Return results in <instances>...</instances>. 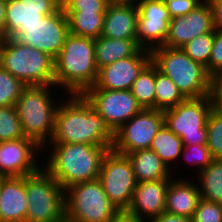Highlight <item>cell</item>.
Wrapping results in <instances>:
<instances>
[{
	"label": "cell",
	"instance_id": "obj_19",
	"mask_svg": "<svg viewBox=\"0 0 222 222\" xmlns=\"http://www.w3.org/2000/svg\"><path fill=\"white\" fill-rule=\"evenodd\" d=\"M28 210L24 177L0 180V222H26Z\"/></svg>",
	"mask_w": 222,
	"mask_h": 222
},
{
	"label": "cell",
	"instance_id": "obj_44",
	"mask_svg": "<svg viewBox=\"0 0 222 222\" xmlns=\"http://www.w3.org/2000/svg\"><path fill=\"white\" fill-rule=\"evenodd\" d=\"M110 222H140L135 220L134 218L126 215L125 213H120L115 219Z\"/></svg>",
	"mask_w": 222,
	"mask_h": 222
},
{
	"label": "cell",
	"instance_id": "obj_31",
	"mask_svg": "<svg viewBox=\"0 0 222 222\" xmlns=\"http://www.w3.org/2000/svg\"><path fill=\"white\" fill-rule=\"evenodd\" d=\"M25 137L15 106L0 107V142Z\"/></svg>",
	"mask_w": 222,
	"mask_h": 222
},
{
	"label": "cell",
	"instance_id": "obj_4",
	"mask_svg": "<svg viewBox=\"0 0 222 222\" xmlns=\"http://www.w3.org/2000/svg\"><path fill=\"white\" fill-rule=\"evenodd\" d=\"M55 87V85L26 86L15 104L24 136L33 139L42 148L46 147L52 138L55 114L61 102L54 96L56 94L54 91L59 89Z\"/></svg>",
	"mask_w": 222,
	"mask_h": 222
},
{
	"label": "cell",
	"instance_id": "obj_21",
	"mask_svg": "<svg viewBox=\"0 0 222 222\" xmlns=\"http://www.w3.org/2000/svg\"><path fill=\"white\" fill-rule=\"evenodd\" d=\"M172 178L170 180L167 192H166V206L165 212L192 218L198 202L201 199V195L194 181L188 180L187 176ZM186 178V179H185Z\"/></svg>",
	"mask_w": 222,
	"mask_h": 222
},
{
	"label": "cell",
	"instance_id": "obj_47",
	"mask_svg": "<svg viewBox=\"0 0 222 222\" xmlns=\"http://www.w3.org/2000/svg\"><path fill=\"white\" fill-rule=\"evenodd\" d=\"M60 222H71L70 220H68V219H66V218H64L62 221H60Z\"/></svg>",
	"mask_w": 222,
	"mask_h": 222
},
{
	"label": "cell",
	"instance_id": "obj_23",
	"mask_svg": "<svg viewBox=\"0 0 222 222\" xmlns=\"http://www.w3.org/2000/svg\"><path fill=\"white\" fill-rule=\"evenodd\" d=\"M127 156L137 182L172 179L174 176L172 170L151 149L136 150Z\"/></svg>",
	"mask_w": 222,
	"mask_h": 222
},
{
	"label": "cell",
	"instance_id": "obj_33",
	"mask_svg": "<svg viewBox=\"0 0 222 222\" xmlns=\"http://www.w3.org/2000/svg\"><path fill=\"white\" fill-rule=\"evenodd\" d=\"M25 87L20 80L0 67V107L15 106Z\"/></svg>",
	"mask_w": 222,
	"mask_h": 222
},
{
	"label": "cell",
	"instance_id": "obj_17",
	"mask_svg": "<svg viewBox=\"0 0 222 222\" xmlns=\"http://www.w3.org/2000/svg\"><path fill=\"white\" fill-rule=\"evenodd\" d=\"M171 179L137 182L126 215L146 222L165 212L166 192ZM147 218V219H146Z\"/></svg>",
	"mask_w": 222,
	"mask_h": 222
},
{
	"label": "cell",
	"instance_id": "obj_29",
	"mask_svg": "<svg viewBox=\"0 0 222 222\" xmlns=\"http://www.w3.org/2000/svg\"><path fill=\"white\" fill-rule=\"evenodd\" d=\"M185 17L189 21L190 41L199 35L215 31L211 8L206 0Z\"/></svg>",
	"mask_w": 222,
	"mask_h": 222
},
{
	"label": "cell",
	"instance_id": "obj_11",
	"mask_svg": "<svg viewBox=\"0 0 222 222\" xmlns=\"http://www.w3.org/2000/svg\"><path fill=\"white\" fill-rule=\"evenodd\" d=\"M69 35L67 16L62 6L33 26H20L10 37L56 58Z\"/></svg>",
	"mask_w": 222,
	"mask_h": 222
},
{
	"label": "cell",
	"instance_id": "obj_12",
	"mask_svg": "<svg viewBox=\"0 0 222 222\" xmlns=\"http://www.w3.org/2000/svg\"><path fill=\"white\" fill-rule=\"evenodd\" d=\"M163 124L162 110L143 108L115 131L112 149L123 155L150 149L153 138Z\"/></svg>",
	"mask_w": 222,
	"mask_h": 222
},
{
	"label": "cell",
	"instance_id": "obj_2",
	"mask_svg": "<svg viewBox=\"0 0 222 222\" xmlns=\"http://www.w3.org/2000/svg\"><path fill=\"white\" fill-rule=\"evenodd\" d=\"M46 146L44 149H51L48 155L45 153L42 167L64 190L77 183L98 179L103 156L112 149V146L71 143H48Z\"/></svg>",
	"mask_w": 222,
	"mask_h": 222
},
{
	"label": "cell",
	"instance_id": "obj_45",
	"mask_svg": "<svg viewBox=\"0 0 222 222\" xmlns=\"http://www.w3.org/2000/svg\"><path fill=\"white\" fill-rule=\"evenodd\" d=\"M143 0H110V2H118V3H132V4H138Z\"/></svg>",
	"mask_w": 222,
	"mask_h": 222
},
{
	"label": "cell",
	"instance_id": "obj_39",
	"mask_svg": "<svg viewBox=\"0 0 222 222\" xmlns=\"http://www.w3.org/2000/svg\"><path fill=\"white\" fill-rule=\"evenodd\" d=\"M172 18L186 16L204 0H163Z\"/></svg>",
	"mask_w": 222,
	"mask_h": 222
},
{
	"label": "cell",
	"instance_id": "obj_27",
	"mask_svg": "<svg viewBox=\"0 0 222 222\" xmlns=\"http://www.w3.org/2000/svg\"><path fill=\"white\" fill-rule=\"evenodd\" d=\"M185 99L173 81L155 66V109L164 111Z\"/></svg>",
	"mask_w": 222,
	"mask_h": 222
},
{
	"label": "cell",
	"instance_id": "obj_13",
	"mask_svg": "<svg viewBox=\"0 0 222 222\" xmlns=\"http://www.w3.org/2000/svg\"><path fill=\"white\" fill-rule=\"evenodd\" d=\"M83 95L114 132L143 109L131 90L87 89Z\"/></svg>",
	"mask_w": 222,
	"mask_h": 222
},
{
	"label": "cell",
	"instance_id": "obj_18",
	"mask_svg": "<svg viewBox=\"0 0 222 222\" xmlns=\"http://www.w3.org/2000/svg\"><path fill=\"white\" fill-rule=\"evenodd\" d=\"M61 6L60 0H7L6 38H10L20 26L38 24L45 16L55 13Z\"/></svg>",
	"mask_w": 222,
	"mask_h": 222
},
{
	"label": "cell",
	"instance_id": "obj_7",
	"mask_svg": "<svg viewBox=\"0 0 222 222\" xmlns=\"http://www.w3.org/2000/svg\"><path fill=\"white\" fill-rule=\"evenodd\" d=\"M25 188L26 222H60L65 218V190L45 168L25 176Z\"/></svg>",
	"mask_w": 222,
	"mask_h": 222
},
{
	"label": "cell",
	"instance_id": "obj_10",
	"mask_svg": "<svg viewBox=\"0 0 222 222\" xmlns=\"http://www.w3.org/2000/svg\"><path fill=\"white\" fill-rule=\"evenodd\" d=\"M98 180L110 202L119 212L125 213L137 185L128 156L108 150L103 156Z\"/></svg>",
	"mask_w": 222,
	"mask_h": 222
},
{
	"label": "cell",
	"instance_id": "obj_8",
	"mask_svg": "<svg viewBox=\"0 0 222 222\" xmlns=\"http://www.w3.org/2000/svg\"><path fill=\"white\" fill-rule=\"evenodd\" d=\"M120 213L98 179L65 190V218L71 222H110Z\"/></svg>",
	"mask_w": 222,
	"mask_h": 222
},
{
	"label": "cell",
	"instance_id": "obj_38",
	"mask_svg": "<svg viewBox=\"0 0 222 222\" xmlns=\"http://www.w3.org/2000/svg\"><path fill=\"white\" fill-rule=\"evenodd\" d=\"M110 0H62L64 11L106 12Z\"/></svg>",
	"mask_w": 222,
	"mask_h": 222
},
{
	"label": "cell",
	"instance_id": "obj_40",
	"mask_svg": "<svg viewBox=\"0 0 222 222\" xmlns=\"http://www.w3.org/2000/svg\"><path fill=\"white\" fill-rule=\"evenodd\" d=\"M211 8L215 30H222V0H206Z\"/></svg>",
	"mask_w": 222,
	"mask_h": 222
},
{
	"label": "cell",
	"instance_id": "obj_20",
	"mask_svg": "<svg viewBox=\"0 0 222 222\" xmlns=\"http://www.w3.org/2000/svg\"><path fill=\"white\" fill-rule=\"evenodd\" d=\"M137 17L136 4L110 2L104 14L101 36L113 39H136Z\"/></svg>",
	"mask_w": 222,
	"mask_h": 222
},
{
	"label": "cell",
	"instance_id": "obj_16",
	"mask_svg": "<svg viewBox=\"0 0 222 222\" xmlns=\"http://www.w3.org/2000/svg\"><path fill=\"white\" fill-rule=\"evenodd\" d=\"M150 62L151 51L142 48L135 56L101 67L95 85L88 89L130 90L133 82Z\"/></svg>",
	"mask_w": 222,
	"mask_h": 222
},
{
	"label": "cell",
	"instance_id": "obj_9",
	"mask_svg": "<svg viewBox=\"0 0 222 222\" xmlns=\"http://www.w3.org/2000/svg\"><path fill=\"white\" fill-rule=\"evenodd\" d=\"M215 106L213 95L186 98L163 111L164 124L183 141V146L207 145L206 122Z\"/></svg>",
	"mask_w": 222,
	"mask_h": 222
},
{
	"label": "cell",
	"instance_id": "obj_14",
	"mask_svg": "<svg viewBox=\"0 0 222 222\" xmlns=\"http://www.w3.org/2000/svg\"><path fill=\"white\" fill-rule=\"evenodd\" d=\"M137 5L136 40L147 50L163 46L172 20L163 0H143Z\"/></svg>",
	"mask_w": 222,
	"mask_h": 222
},
{
	"label": "cell",
	"instance_id": "obj_30",
	"mask_svg": "<svg viewBox=\"0 0 222 222\" xmlns=\"http://www.w3.org/2000/svg\"><path fill=\"white\" fill-rule=\"evenodd\" d=\"M207 147L214 159H222V110L216 106L210 111L207 122Z\"/></svg>",
	"mask_w": 222,
	"mask_h": 222
},
{
	"label": "cell",
	"instance_id": "obj_35",
	"mask_svg": "<svg viewBox=\"0 0 222 222\" xmlns=\"http://www.w3.org/2000/svg\"><path fill=\"white\" fill-rule=\"evenodd\" d=\"M180 157L185 159L182 158L181 162L184 161L186 163L187 161L189 166L198 167L195 170L196 173L207 168L214 160L207 145L183 146Z\"/></svg>",
	"mask_w": 222,
	"mask_h": 222
},
{
	"label": "cell",
	"instance_id": "obj_36",
	"mask_svg": "<svg viewBox=\"0 0 222 222\" xmlns=\"http://www.w3.org/2000/svg\"><path fill=\"white\" fill-rule=\"evenodd\" d=\"M192 222H222V203L200 199Z\"/></svg>",
	"mask_w": 222,
	"mask_h": 222
},
{
	"label": "cell",
	"instance_id": "obj_24",
	"mask_svg": "<svg viewBox=\"0 0 222 222\" xmlns=\"http://www.w3.org/2000/svg\"><path fill=\"white\" fill-rule=\"evenodd\" d=\"M150 149L155 151L156 155L171 170H173V168L174 170L177 169L175 167H172L171 165L174 164L175 166V164L181 163L180 155L183 149V141L165 124H163L156 133L155 137L152 140Z\"/></svg>",
	"mask_w": 222,
	"mask_h": 222
},
{
	"label": "cell",
	"instance_id": "obj_34",
	"mask_svg": "<svg viewBox=\"0 0 222 222\" xmlns=\"http://www.w3.org/2000/svg\"><path fill=\"white\" fill-rule=\"evenodd\" d=\"M190 41L189 21L185 16L174 17L169 22V33L165 47L181 48Z\"/></svg>",
	"mask_w": 222,
	"mask_h": 222
},
{
	"label": "cell",
	"instance_id": "obj_26",
	"mask_svg": "<svg viewBox=\"0 0 222 222\" xmlns=\"http://www.w3.org/2000/svg\"><path fill=\"white\" fill-rule=\"evenodd\" d=\"M196 177L201 198L222 203V159H214L207 168L199 171Z\"/></svg>",
	"mask_w": 222,
	"mask_h": 222
},
{
	"label": "cell",
	"instance_id": "obj_6",
	"mask_svg": "<svg viewBox=\"0 0 222 222\" xmlns=\"http://www.w3.org/2000/svg\"><path fill=\"white\" fill-rule=\"evenodd\" d=\"M0 67L26 86L55 85L54 58L12 38L0 48Z\"/></svg>",
	"mask_w": 222,
	"mask_h": 222
},
{
	"label": "cell",
	"instance_id": "obj_37",
	"mask_svg": "<svg viewBox=\"0 0 222 222\" xmlns=\"http://www.w3.org/2000/svg\"><path fill=\"white\" fill-rule=\"evenodd\" d=\"M208 75L214 80L222 74V30L214 31L213 47L209 64L205 67Z\"/></svg>",
	"mask_w": 222,
	"mask_h": 222
},
{
	"label": "cell",
	"instance_id": "obj_28",
	"mask_svg": "<svg viewBox=\"0 0 222 222\" xmlns=\"http://www.w3.org/2000/svg\"><path fill=\"white\" fill-rule=\"evenodd\" d=\"M130 90L142 108L155 109V65L152 62L142 70Z\"/></svg>",
	"mask_w": 222,
	"mask_h": 222
},
{
	"label": "cell",
	"instance_id": "obj_42",
	"mask_svg": "<svg viewBox=\"0 0 222 222\" xmlns=\"http://www.w3.org/2000/svg\"><path fill=\"white\" fill-rule=\"evenodd\" d=\"M213 97L215 106L222 110V74L213 80Z\"/></svg>",
	"mask_w": 222,
	"mask_h": 222
},
{
	"label": "cell",
	"instance_id": "obj_3",
	"mask_svg": "<svg viewBox=\"0 0 222 222\" xmlns=\"http://www.w3.org/2000/svg\"><path fill=\"white\" fill-rule=\"evenodd\" d=\"M94 39L70 34L54 59L55 86L63 93L83 94L95 85L98 68L95 63Z\"/></svg>",
	"mask_w": 222,
	"mask_h": 222
},
{
	"label": "cell",
	"instance_id": "obj_46",
	"mask_svg": "<svg viewBox=\"0 0 222 222\" xmlns=\"http://www.w3.org/2000/svg\"><path fill=\"white\" fill-rule=\"evenodd\" d=\"M6 37L2 31H0V48L3 46Z\"/></svg>",
	"mask_w": 222,
	"mask_h": 222
},
{
	"label": "cell",
	"instance_id": "obj_32",
	"mask_svg": "<svg viewBox=\"0 0 222 222\" xmlns=\"http://www.w3.org/2000/svg\"><path fill=\"white\" fill-rule=\"evenodd\" d=\"M214 32L197 36L186 43L181 49L193 60L204 67L209 64L211 49L213 47Z\"/></svg>",
	"mask_w": 222,
	"mask_h": 222
},
{
	"label": "cell",
	"instance_id": "obj_15",
	"mask_svg": "<svg viewBox=\"0 0 222 222\" xmlns=\"http://www.w3.org/2000/svg\"><path fill=\"white\" fill-rule=\"evenodd\" d=\"M38 151L44 153L46 150L28 137L0 142V175L24 177L34 174L42 166L37 157L43 154Z\"/></svg>",
	"mask_w": 222,
	"mask_h": 222
},
{
	"label": "cell",
	"instance_id": "obj_1",
	"mask_svg": "<svg viewBox=\"0 0 222 222\" xmlns=\"http://www.w3.org/2000/svg\"><path fill=\"white\" fill-rule=\"evenodd\" d=\"M64 98L57 107L49 143L113 146L115 132L83 94H68Z\"/></svg>",
	"mask_w": 222,
	"mask_h": 222
},
{
	"label": "cell",
	"instance_id": "obj_5",
	"mask_svg": "<svg viewBox=\"0 0 222 222\" xmlns=\"http://www.w3.org/2000/svg\"><path fill=\"white\" fill-rule=\"evenodd\" d=\"M151 62L173 81L185 98L213 95V79L206 68L181 48L156 47L151 50Z\"/></svg>",
	"mask_w": 222,
	"mask_h": 222
},
{
	"label": "cell",
	"instance_id": "obj_22",
	"mask_svg": "<svg viewBox=\"0 0 222 222\" xmlns=\"http://www.w3.org/2000/svg\"><path fill=\"white\" fill-rule=\"evenodd\" d=\"M141 49L136 39H113L100 36L94 39L96 66L99 70L117 60L135 56Z\"/></svg>",
	"mask_w": 222,
	"mask_h": 222
},
{
	"label": "cell",
	"instance_id": "obj_25",
	"mask_svg": "<svg viewBox=\"0 0 222 222\" xmlns=\"http://www.w3.org/2000/svg\"><path fill=\"white\" fill-rule=\"evenodd\" d=\"M69 33L75 36L97 39L103 31L105 12L64 11Z\"/></svg>",
	"mask_w": 222,
	"mask_h": 222
},
{
	"label": "cell",
	"instance_id": "obj_43",
	"mask_svg": "<svg viewBox=\"0 0 222 222\" xmlns=\"http://www.w3.org/2000/svg\"><path fill=\"white\" fill-rule=\"evenodd\" d=\"M6 1L0 0V31H2L6 37Z\"/></svg>",
	"mask_w": 222,
	"mask_h": 222
},
{
	"label": "cell",
	"instance_id": "obj_41",
	"mask_svg": "<svg viewBox=\"0 0 222 222\" xmlns=\"http://www.w3.org/2000/svg\"><path fill=\"white\" fill-rule=\"evenodd\" d=\"M146 222H192V219L164 212L157 217L146 220Z\"/></svg>",
	"mask_w": 222,
	"mask_h": 222
}]
</instances>
